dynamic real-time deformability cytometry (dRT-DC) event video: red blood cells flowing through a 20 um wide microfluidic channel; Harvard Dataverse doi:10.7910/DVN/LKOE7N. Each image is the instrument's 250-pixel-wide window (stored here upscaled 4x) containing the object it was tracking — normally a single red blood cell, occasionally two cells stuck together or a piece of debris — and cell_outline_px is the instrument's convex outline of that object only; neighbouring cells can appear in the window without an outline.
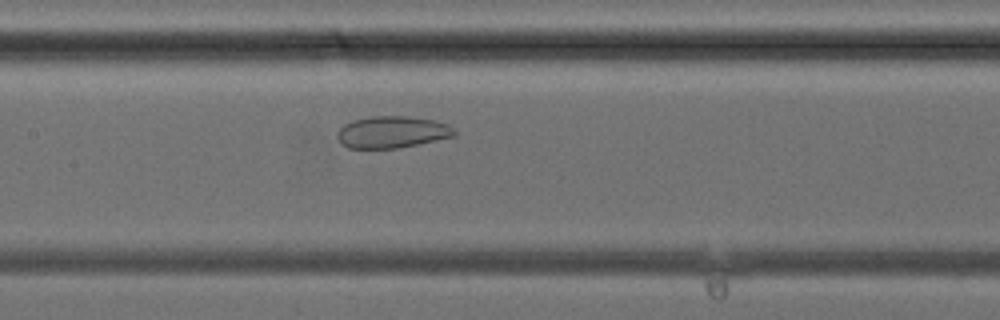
{"species": "common noctule bat (a hibernating species)", "species_latin": "Nyctalus noctula", "temperature_condition": "cold", "stored_images_in_passage": 36, "camera_frame_rate_fps": 3000, "um_per_image_px": 0.085, "animal": {"sex": "female", "body_mass_g": 24.6, "forearm_length_mm": 56.2}, "frame": {"image": 1, "passage_image": 16, "time_ms": 5.0, "image_size_px": [1000, 320], "cell_outline_px": [[456, 136], [396, 148], [348, 148], [340, 144], [336, 136], [336, 132], [344, 124], [352, 120], [368, 116], [408, 116], [436, 120], [448, 124], [456, 128]], "centroid_in_image_um": [33.32, 11.21], "position_along_channel_um": 174.1, "area_um2": 22.02}}